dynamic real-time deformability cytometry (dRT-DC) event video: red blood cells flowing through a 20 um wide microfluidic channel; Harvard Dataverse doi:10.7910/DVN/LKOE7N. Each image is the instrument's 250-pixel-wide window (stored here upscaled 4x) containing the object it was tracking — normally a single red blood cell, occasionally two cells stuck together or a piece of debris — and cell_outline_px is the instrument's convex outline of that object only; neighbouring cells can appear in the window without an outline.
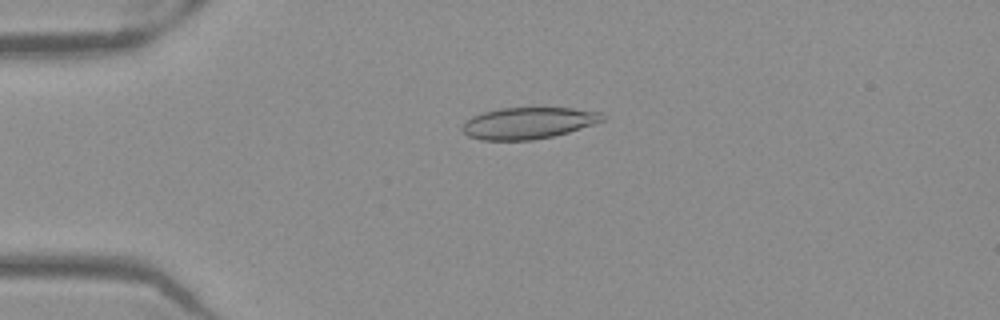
{"species": "Egyptian fruit bat (a non-hibernating species)", "species_latin": "Rousettus aegyptiacus", "temperature_condition": "warm", "stored_images_in_passage": 51, "camera_frame_rate_fps": 3000, "um_per_image_px": 0.085, "frame": {"image": 1, "passage_image": 12, "time_ms": 3.667, "image_size_px": [1000, 320], "cell_outline_px": [[604, 120], [568, 132], [552, 136], [532, 140], [480, 140], [468, 136], [460, 128], [472, 116], [484, 112], [500, 108], [572, 108], [604, 112]], "centroid_in_image_um": [44.9, 10.46], "position_along_channel_um": 40.1, "area_um2": 25.61}}
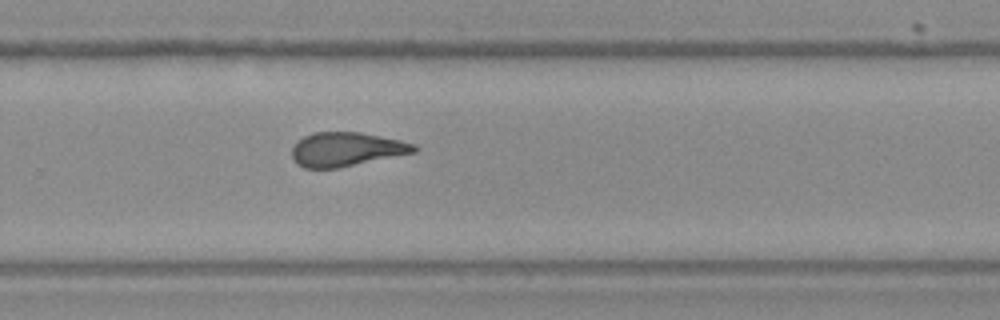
{"frame": {"image": 2, "passage_image": 34, "time_ms": 11.0, "image_size_px": [1000, 320], "cell_outline_px": [[420, 148], [416, 152], [336, 168], [304, 168], [296, 164], [292, 156], [292, 148], [296, 140], [312, 132], [360, 132], [400, 140], [416, 144]], "centroid_in_image_um": [29.42, 12.68], "position_along_channel_um": 300.4, "area_um2": 24.28}}
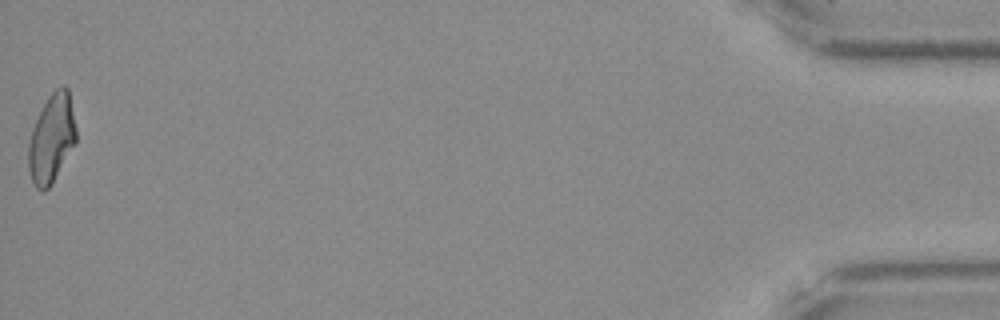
{"frame": {"image": 3, "passage_image": 51, "time_ms": 16.667, "image_size_px": [1000, 320], "cell_outline_px": [[76, 144], [52, 184], [44, 192], [36, 188], [32, 180], [28, 168], [28, 144], [32, 128], [48, 96], [56, 88], [64, 84], [68, 88], [76, 128]], "centroid_in_image_um": [4.39, 11.79], "position_along_channel_um": 430.8, "area_um2": 24.74}, "authors_computed_cell_mechanics": {"area_um2": 24.9696, "velocity_mm_per_s": 3.9761, "shape_relaxation_time_tau1_ms": 7.9509, "shape_relaxation_time_tau2_ms": 2.1101, "deformation_change_tau1": 0.2207, "deformation_change_tau2": 0.1114}}